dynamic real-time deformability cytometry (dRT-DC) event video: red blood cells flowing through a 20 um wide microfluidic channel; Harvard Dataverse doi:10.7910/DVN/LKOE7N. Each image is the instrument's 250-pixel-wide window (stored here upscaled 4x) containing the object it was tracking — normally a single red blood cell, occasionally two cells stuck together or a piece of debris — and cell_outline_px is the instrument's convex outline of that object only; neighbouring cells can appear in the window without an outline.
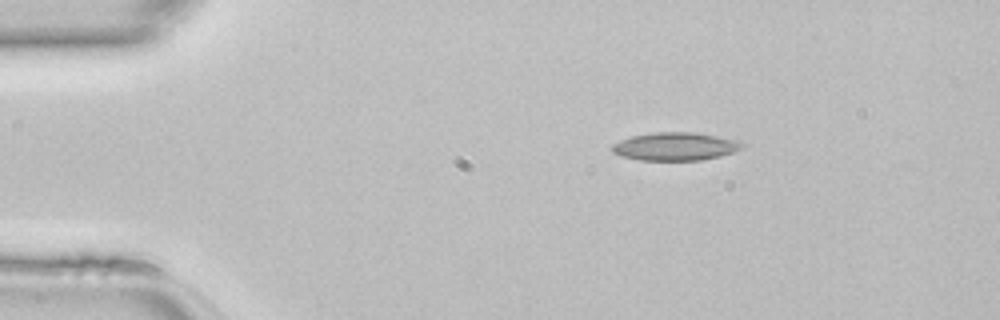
{"species": "common noctule bat (a hibernating species)", "species_latin": "Nyctalus noctula", "temperature_condition": "room temperature", "stored_images_in_passage": 40, "camera_frame_rate_fps": 3000, "um_per_image_px": 0.085, "animal": {"sex": "female", "body_mass_g": 22.7, "forearm_length_mm": 54.2}, "frame": {"image": 1, "passage_image": 1, "time_ms": 0.0, "image_size_px": [1000, 320], "cell_outline_px": [[744, 144], [740, 148], [732, 152], [720, 156], [700, 160], [640, 160], [620, 156], [612, 152], [612, 144], [620, 140], [632, 136], [656, 132], [692, 132], [740, 140]], "centroid_in_image_um": [57.37, 12.45], "position_along_channel_um": 27.6, "area_um2": 21.15}}
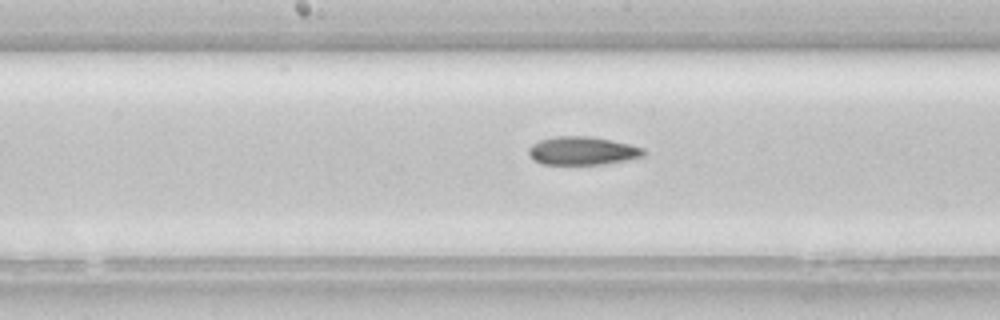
{"frame": {"image": 2, "passage_image": 17, "time_ms": 5.333, "image_size_px": [1000, 320], "cell_outline_px": [[648, 152], [644, 156], [624, 160], [600, 164], [540, 164], [532, 160], [528, 156], [528, 148], [532, 144], [540, 140], [556, 136], [588, 136], [612, 140], [644, 148]], "centroid_in_image_um": [49.47, 12.82], "position_along_channel_um": 198.7, "area_um2": 19.02}}
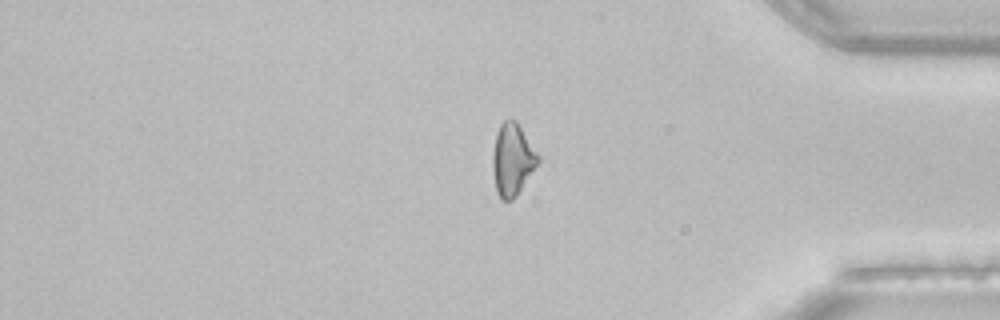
{"frame": {"image": 3, "passage_image": 32, "time_ms": 10.333, "image_size_px": [1000, 320], "cell_outline_px": [[540, 160], [516, 196], [512, 200], [500, 200], [496, 192], [492, 172], [492, 152], [496, 132], [500, 124], [504, 120], [516, 120], [540, 156]], "centroid_in_image_um": [43.53, 13.57], "position_along_channel_um": 391.7, "area_um2": 19.19}}